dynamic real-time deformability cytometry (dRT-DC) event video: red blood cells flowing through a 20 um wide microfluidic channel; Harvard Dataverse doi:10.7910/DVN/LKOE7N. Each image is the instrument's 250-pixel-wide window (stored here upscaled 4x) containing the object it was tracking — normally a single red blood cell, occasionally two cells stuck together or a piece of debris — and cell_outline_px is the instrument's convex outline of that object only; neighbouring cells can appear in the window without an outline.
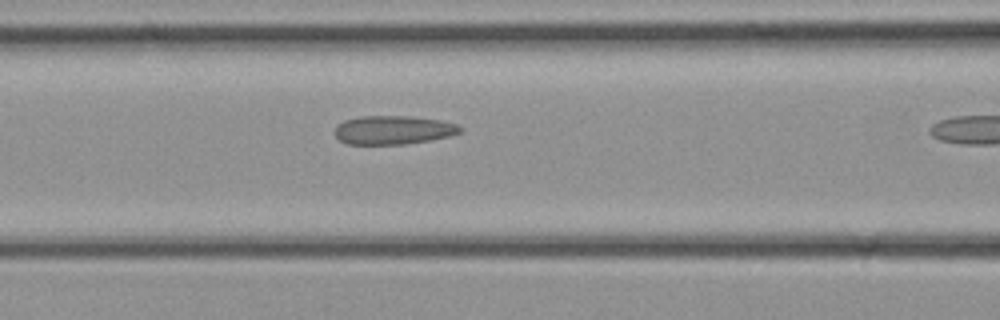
{"species": "common noctule bat (a hibernating species)", "species_latin": "Nyctalus noctula", "temperature_condition": "cold", "stored_images_in_passage": 10, "camera_frame_rate_fps": 3000, "um_per_image_px": 0.085, "animal": {"sex": "female", "body_mass_g": 21.9}, "frame": {"image": 1, "passage_image": 9, "time_ms": 2.667, "image_size_px": [1000, 320], "cell_outline_px": [[464, 128], [460, 132], [448, 136], [432, 140], [404, 144], [348, 144], [340, 140], [332, 132], [336, 124], [344, 120], [360, 116], [408, 116], [440, 120], [456, 124]], "centroid_in_image_um": [33.38, 11.05], "position_along_channel_um": 133.2, "area_um2": 21.1}}